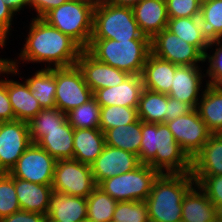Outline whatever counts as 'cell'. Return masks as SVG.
<instances>
[{"instance_id":"cell-1","label":"cell","mask_w":222,"mask_h":222,"mask_svg":"<svg viewBox=\"0 0 222 222\" xmlns=\"http://www.w3.org/2000/svg\"><path fill=\"white\" fill-rule=\"evenodd\" d=\"M28 27V34L24 40L23 47L17 59H5L0 66L2 74L18 77L22 74L18 69L20 62L43 63L44 68L69 67L77 64V60L83 50L73 39L63 34L57 28L49 25L42 18H31ZM53 65V66H52ZM20 74V75H19Z\"/></svg>"},{"instance_id":"cell-14","label":"cell","mask_w":222,"mask_h":222,"mask_svg":"<svg viewBox=\"0 0 222 222\" xmlns=\"http://www.w3.org/2000/svg\"><path fill=\"white\" fill-rule=\"evenodd\" d=\"M140 165L137 155L105 145L102 153L90 166L94 181L98 186L103 180L133 171Z\"/></svg>"},{"instance_id":"cell-31","label":"cell","mask_w":222,"mask_h":222,"mask_svg":"<svg viewBox=\"0 0 222 222\" xmlns=\"http://www.w3.org/2000/svg\"><path fill=\"white\" fill-rule=\"evenodd\" d=\"M138 118L147 123H165L167 94L143 89L137 108Z\"/></svg>"},{"instance_id":"cell-45","label":"cell","mask_w":222,"mask_h":222,"mask_svg":"<svg viewBox=\"0 0 222 222\" xmlns=\"http://www.w3.org/2000/svg\"><path fill=\"white\" fill-rule=\"evenodd\" d=\"M69 0H31V10H35V18H43L49 11L68 2Z\"/></svg>"},{"instance_id":"cell-48","label":"cell","mask_w":222,"mask_h":222,"mask_svg":"<svg viewBox=\"0 0 222 222\" xmlns=\"http://www.w3.org/2000/svg\"><path fill=\"white\" fill-rule=\"evenodd\" d=\"M106 1L110 2L111 4L117 5V6L132 7L143 0H106Z\"/></svg>"},{"instance_id":"cell-16","label":"cell","mask_w":222,"mask_h":222,"mask_svg":"<svg viewBox=\"0 0 222 222\" xmlns=\"http://www.w3.org/2000/svg\"><path fill=\"white\" fill-rule=\"evenodd\" d=\"M203 70L201 66H177L170 92L167 95L196 109L204 91L203 87L208 85L203 82L204 80L206 82Z\"/></svg>"},{"instance_id":"cell-22","label":"cell","mask_w":222,"mask_h":222,"mask_svg":"<svg viewBox=\"0 0 222 222\" xmlns=\"http://www.w3.org/2000/svg\"><path fill=\"white\" fill-rule=\"evenodd\" d=\"M14 186L21 210L47 214L50 196L53 192L51 185L14 178Z\"/></svg>"},{"instance_id":"cell-5","label":"cell","mask_w":222,"mask_h":222,"mask_svg":"<svg viewBox=\"0 0 222 222\" xmlns=\"http://www.w3.org/2000/svg\"><path fill=\"white\" fill-rule=\"evenodd\" d=\"M97 0H69L49 11L42 19L73 39L83 50L92 35Z\"/></svg>"},{"instance_id":"cell-11","label":"cell","mask_w":222,"mask_h":222,"mask_svg":"<svg viewBox=\"0 0 222 222\" xmlns=\"http://www.w3.org/2000/svg\"><path fill=\"white\" fill-rule=\"evenodd\" d=\"M151 53L177 66H200V62L204 63V55L194 45L177 37L167 28L151 39Z\"/></svg>"},{"instance_id":"cell-51","label":"cell","mask_w":222,"mask_h":222,"mask_svg":"<svg viewBox=\"0 0 222 222\" xmlns=\"http://www.w3.org/2000/svg\"><path fill=\"white\" fill-rule=\"evenodd\" d=\"M5 62L4 58H0V66Z\"/></svg>"},{"instance_id":"cell-19","label":"cell","mask_w":222,"mask_h":222,"mask_svg":"<svg viewBox=\"0 0 222 222\" xmlns=\"http://www.w3.org/2000/svg\"><path fill=\"white\" fill-rule=\"evenodd\" d=\"M46 216V221L81 222L87 219V200L53 191Z\"/></svg>"},{"instance_id":"cell-12","label":"cell","mask_w":222,"mask_h":222,"mask_svg":"<svg viewBox=\"0 0 222 222\" xmlns=\"http://www.w3.org/2000/svg\"><path fill=\"white\" fill-rule=\"evenodd\" d=\"M165 123L172 132L175 141L191 160L212 135L196 109Z\"/></svg>"},{"instance_id":"cell-42","label":"cell","mask_w":222,"mask_h":222,"mask_svg":"<svg viewBox=\"0 0 222 222\" xmlns=\"http://www.w3.org/2000/svg\"><path fill=\"white\" fill-rule=\"evenodd\" d=\"M16 14L6 5L4 0H0V48L7 47L9 35L12 33V22Z\"/></svg>"},{"instance_id":"cell-25","label":"cell","mask_w":222,"mask_h":222,"mask_svg":"<svg viewBox=\"0 0 222 222\" xmlns=\"http://www.w3.org/2000/svg\"><path fill=\"white\" fill-rule=\"evenodd\" d=\"M105 145L104 133L100 128L74 129L73 159L91 165Z\"/></svg>"},{"instance_id":"cell-38","label":"cell","mask_w":222,"mask_h":222,"mask_svg":"<svg viewBox=\"0 0 222 222\" xmlns=\"http://www.w3.org/2000/svg\"><path fill=\"white\" fill-rule=\"evenodd\" d=\"M112 222H150L146 201L118 202Z\"/></svg>"},{"instance_id":"cell-7","label":"cell","mask_w":222,"mask_h":222,"mask_svg":"<svg viewBox=\"0 0 222 222\" xmlns=\"http://www.w3.org/2000/svg\"><path fill=\"white\" fill-rule=\"evenodd\" d=\"M160 174L151 166L141 164L133 171L103 180L98 187L117 202L145 201Z\"/></svg>"},{"instance_id":"cell-50","label":"cell","mask_w":222,"mask_h":222,"mask_svg":"<svg viewBox=\"0 0 222 222\" xmlns=\"http://www.w3.org/2000/svg\"><path fill=\"white\" fill-rule=\"evenodd\" d=\"M209 1H213V0H199L200 4H204V3L209 2Z\"/></svg>"},{"instance_id":"cell-3","label":"cell","mask_w":222,"mask_h":222,"mask_svg":"<svg viewBox=\"0 0 222 222\" xmlns=\"http://www.w3.org/2000/svg\"><path fill=\"white\" fill-rule=\"evenodd\" d=\"M195 184L191 173H163L145 200L150 222H181L182 200Z\"/></svg>"},{"instance_id":"cell-37","label":"cell","mask_w":222,"mask_h":222,"mask_svg":"<svg viewBox=\"0 0 222 222\" xmlns=\"http://www.w3.org/2000/svg\"><path fill=\"white\" fill-rule=\"evenodd\" d=\"M209 51L212 52V55ZM203 62H208L207 65L209 66L204 70L206 72L205 78L208 77L206 83L222 89V40H210L204 53Z\"/></svg>"},{"instance_id":"cell-36","label":"cell","mask_w":222,"mask_h":222,"mask_svg":"<svg viewBox=\"0 0 222 222\" xmlns=\"http://www.w3.org/2000/svg\"><path fill=\"white\" fill-rule=\"evenodd\" d=\"M138 119L137 108L125 106L101 107L99 128L104 133L110 128L128 125Z\"/></svg>"},{"instance_id":"cell-20","label":"cell","mask_w":222,"mask_h":222,"mask_svg":"<svg viewBox=\"0 0 222 222\" xmlns=\"http://www.w3.org/2000/svg\"><path fill=\"white\" fill-rule=\"evenodd\" d=\"M176 67L177 65L150 53L141 74L144 88L153 92L168 94Z\"/></svg>"},{"instance_id":"cell-35","label":"cell","mask_w":222,"mask_h":222,"mask_svg":"<svg viewBox=\"0 0 222 222\" xmlns=\"http://www.w3.org/2000/svg\"><path fill=\"white\" fill-rule=\"evenodd\" d=\"M200 20L210 40H222V0L201 4Z\"/></svg>"},{"instance_id":"cell-28","label":"cell","mask_w":222,"mask_h":222,"mask_svg":"<svg viewBox=\"0 0 222 222\" xmlns=\"http://www.w3.org/2000/svg\"><path fill=\"white\" fill-rule=\"evenodd\" d=\"M167 29L191 45L203 55L210 39L205 33L200 17H180L168 19Z\"/></svg>"},{"instance_id":"cell-26","label":"cell","mask_w":222,"mask_h":222,"mask_svg":"<svg viewBox=\"0 0 222 222\" xmlns=\"http://www.w3.org/2000/svg\"><path fill=\"white\" fill-rule=\"evenodd\" d=\"M196 110L212 134H222V89L206 85Z\"/></svg>"},{"instance_id":"cell-44","label":"cell","mask_w":222,"mask_h":222,"mask_svg":"<svg viewBox=\"0 0 222 222\" xmlns=\"http://www.w3.org/2000/svg\"><path fill=\"white\" fill-rule=\"evenodd\" d=\"M193 108L182 101L176 100L167 95L166 122L172 121L179 116L190 113Z\"/></svg>"},{"instance_id":"cell-10","label":"cell","mask_w":222,"mask_h":222,"mask_svg":"<svg viewBox=\"0 0 222 222\" xmlns=\"http://www.w3.org/2000/svg\"><path fill=\"white\" fill-rule=\"evenodd\" d=\"M57 160L38 144L32 143L17 160L9 174L14 178L52 185Z\"/></svg>"},{"instance_id":"cell-40","label":"cell","mask_w":222,"mask_h":222,"mask_svg":"<svg viewBox=\"0 0 222 222\" xmlns=\"http://www.w3.org/2000/svg\"><path fill=\"white\" fill-rule=\"evenodd\" d=\"M168 19L200 17L199 0H165Z\"/></svg>"},{"instance_id":"cell-49","label":"cell","mask_w":222,"mask_h":222,"mask_svg":"<svg viewBox=\"0 0 222 222\" xmlns=\"http://www.w3.org/2000/svg\"><path fill=\"white\" fill-rule=\"evenodd\" d=\"M216 220L222 222V204L215 205Z\"/></svg>"},{"instance_id":"cell-43","label":"cell","mask_w":222,"mask_h":222,"mask_svg":"<svg viewBox=\"0 0 222 222\" xmlns=\"http://www.w3.org/2000/svg\"><path fill=\"white\" fill-rule=\"evenodd\" d=\"M14 120V112L7 93V78H0V121Z\"/></svg>"},{"instance_id":"cell-17","label":"cell","mask_w":222,"mask_h":222,"mask_svg":"<svg viewBox=\"0 0 222 222\" xmlns=\"http://www.w3.org/2000/svg\"><path fill=\"white\" fill-rule=\"evenodd\" d=\"M144 89L141 75H129L117 86L98 89L93 92V97L101 107L125 106L138 108L139 99Z\"/></svg>"},{"instance_id":"cell-9","label":"cell","mask_w":222,"mask_h":222,"mask_svg":"<svg viewBox=\"0 0 222 222\" xmlns=\"http://www.w3.org/2000/svg\"><path fill=\"white\" fill-rule=\"evenodd\" d=\"M93 97L85 83L81 69L76 65L56 68L55 107L63 113L82 105Z\"/></svg>"},{"instance_id":"cell-52","label":"cell","mask_w":222,"mask_h":222,"mask_svg":"<svg viewBox=\"0 0 222 222\" xmlns=\"http://www.w3.org/2000/svg\"><path fill=\"white\" fill-rule=\"evenodd\" d=\"M81 222H94V221H91L87 218V219L82 220Z\"/></svg>"},{"instance_id":"cell-4","label":"cell","mask_w":222,"mask_h":222,"mask_svg":"<svg viewBox=\"0 0 222 222\" xmlns=\"http://www.w3.org/2000/svg\"><path fill=\"white\" fill-rule=\"evenodd\" d=\"M98 61L130 75H141L151 53V39H90L86 49Z\"/></svg>"},{"instance_id":"cell-29","label":"cell","mask_w":222,"mask_h":222,"mask_svg":"<svg viewBox=\"0 0 222 222\" xmlns=\"http://www.w3.org/2000/svg\"><path fill=\"white\" fill-rule=\"evenodd\" d=\"M34 75L25 77L32 96L39 101L42 109L55 107L56 68H39Z\"/></svg>"},{"instance_id":"cell-34","label":"cell","mask_w":222,"mask_h":222,"mask_svg":"<svg viewBox=\"0 0 222 222\" xmlns=\"http://www.w3.org/2000/svg\"><path fill=\"white\" fill-rule=\"evenodd\" d=\"M100 114L101 106L94 97L66 113L67 121L74 129L99 128Z\"/></svg>"},{"instance_id":"cell-33","label":"cell","mask_w":222,"mask_h":222,"mask_svg":"<svg viewBox=\"0 0 222 222\" xmlns=\"http://www.w3.org/2000/svg\"><path fill=\"white\" fill-rule=\"evenodd\" d=\"M87 200V218L94 222H112L117 201L96 186Z\"/></svg>"},{"instance_id":"cell-32","label":"cell","mask_w":222,"mask_h":222,"mask_svg":"<svg viewBox=\"0 0 222 222\" xmlns=\"http://www.w3.org/2000/svg\"><path fill=\"white\" fill-rule=\"evenodd\" d=\"M66 120L67 115L56 107L42 109L31 121L28 122L32 143L37 144L45 136V132L59 129V126H61Z\"/></svg>"},{"instance_id":"cell-53","label":"cell","mask_w":222,"mask_h":222,"mask_svg":"<svg viewBox=\"0 0 222 222\" xmlns=\"http://www.w3.org/2000/svg\"><path fill=\"white\" fill-rule=\"evenodd\" d=\"M46 222H64V221H46Z\"/></svg>"},{"instance_id":"cell-41","label":"cell","mask_w":222,"mask_h":222,"mask_svg":"<svg viewBox=\"0 0 222 222\" xmlns=\"http://www.w3.org/2000/svg\"><path fill=\"white\" fill-rule=\"evenodd\" d=\"M195 183L205 192L214 204H222V175L192 176Z\"/></svg>"},{"instance_id":"cell-21","label":"cell","mask_w":222,"mask_h":222,"mask_svg":"<svg viewBox=\"0 0 222 222\" xmlns=\"http://www.w3.org/2000/svg\"><path fill=\"white\" fill-rule=\"evenodd\" d=\"M192 176L222 175V134H212L191 160Z\"/></svg>"},{"instance_id":"cell-47","label":"cell","mask_w":222,"mask_h":222,"mask_svg":"<svg viewBox=\"0 0 222 222\" xmlns=\"http://www.w3.org/2000/svg\"><path fill=\"white\" fill-rule=\"evenodd\" d=\"M6 5L16 14L21 10L24 11V8H30V1L31 0H4Z\"/></svg>"},{"instance_id":"cell-18","label":"cell","mask_w":222,"mask_h":222,"mask_svg":"<svg viewBox=\"0 0 222 222\" xmlns=\"http://www.w3.org/2000/svg\"><path fill=\"white\" fill-rule=\"evenodd\" d=\"M141 33L152 39L167 28L168 16L165 0H143L131 7Z\"/></svg>"},{"instance_id":"cell-30","label":"cell","mask_w":222,"mask_h":222,"mask_svg":"<svg viewBox=\"0 0 222 222\" xmlns=\"http://www.w3.org/2000/svg\"><path fill=\"white\" fill-rule=\"evenodd\" d=\"M105 144L139 155L142 140L141 120L110 128L104 132Z\"/></svg>"},{"instance_id":"cell-2","label":"cell","mask_w":222,"mask_h":222,"mask_svg":"<svg viewBox=\"0 0 222 222\" xmlns=\"http://www.w3.org/2000/svg\"><path fill=\"white\" fill-rule=\"evenodd\" d=\"M139 160L163 173H191V159L175 141L166 123L141 120Z\"/></svg>"},{"instance_id":"cell-46","label":"cell","mask_w":222,"mask_h":222,"mask_svg":"<svg viewBox=\"0 0 222 222\" xmlns=\"http://www.w3.org/2000/svg\"><path fill=\"white\" fill-rule=\"evenodd\" d=\"M46 218L47 216L42 213L20 210L4 217L0 222H46Z\"/></svg>"},{"instance_id":"cell-6","label":"cell","mask_w":222,"mask_h":222,"mask_svg":"<svg viewBox=\"0 0 222 222\" xmlns=\"http://www.w3.org/2000/svg\"><path fill=\"white\" fill-rule=\"evenodd\" d=\"M91 39H113L120 42L150 38L141 33L131 7L117 6L106 0H97Z\"/></svg>"},{"instance_id":"cell-15","label":"cell","mask_w":222,"mask_h":222,"mask_svg":"<svg viewBox=\"0 0 222 222\" xmlns=\"http://www.w3.org/2000/svg\"><path fill=\"white\" fill-rule=\"evenodd\" d=\"M77 66L81 69L85 83L92 92L102 88L117 86L130 75L98 61L86 49L81 51L77 60Z\"/></svg>"},{"instance_id":"cell-24","label":"cell","mask_w":222,"mask_h":222,"mask_svg":"<svg viewBox=\"0 0 222 222\" xmlns=\"http://www.w3.org/2000/svg\"><path fill=\"white\" fill-rule=\"evenodd\" d=\"M181 216V222H212L216 219L213 202L196 183L182 200Z\"/></svg>"},{"instance_id":"cell-8","label":"cell","mask_w":222,"mask_h":222,"mask_svg":"<svg viewBox=\"0 0 222 222\" xmlns=\"http://www.w3.org/2000/svg\"><path fill=\"white\" fill-rule=\"evenodd\" d=\"M51 186L55 192L87 198L97 185L90 165L65 159L56 162Z\"/></svg>"},{"instance_id":"cell-27","label":"cell","mask_w":222,"mask_h":222,"mask_svg":"<svg viewBox=\"0 0 222 222\" xmlns=\"http://www.w3.org/2000/svg\"><path fill=\"white\" fill-rule=\"evenodd\" d=\"M73 136L74 128L66 120L59 129L45 132L37 144L57 161L73 159Z\"/></svg>"},{"instance_id":"cell-23","label":"cell","mask_w":222,"mask_h":222,"mask_svg":"<svg viewBox=\"0 0 222 222\" xmlns=\"http://www.w3.org/2000/svg\"><path fill=\"white\" fill-rule=\"evenodd\" d=\"M7 93L14 112L15 120L29 122L41 110L39 101L32 93L25 81L7 79Z\"/></svg>"},{"instance_id":"cell-13","label":"cell","mask_w":222,"mask_h":222,"mask_svg":"<svg viewBox=\"0 0 222 222\" xmlns=\"http://www.w3.org/2000/svg\"><path fill=\"white\" fill-rule=\"evenodd\" d=\"M32 144L29 124L14 120L0 124V173H9Z\"/></svg>"},{"instance_id":"cell-39","label":"cell","mask_w":222,"mask_h":222,"mask_svg":"<svg viewBox=\"0 0 222 222\" xmlns=\"http://www.w3.org/2000/svg\"><path fill=\"white\" fill-rule=\"evenodd\" d=\"M20 210L14 177L9 173H0V220Z\"/></svg>"}]
</instances>
